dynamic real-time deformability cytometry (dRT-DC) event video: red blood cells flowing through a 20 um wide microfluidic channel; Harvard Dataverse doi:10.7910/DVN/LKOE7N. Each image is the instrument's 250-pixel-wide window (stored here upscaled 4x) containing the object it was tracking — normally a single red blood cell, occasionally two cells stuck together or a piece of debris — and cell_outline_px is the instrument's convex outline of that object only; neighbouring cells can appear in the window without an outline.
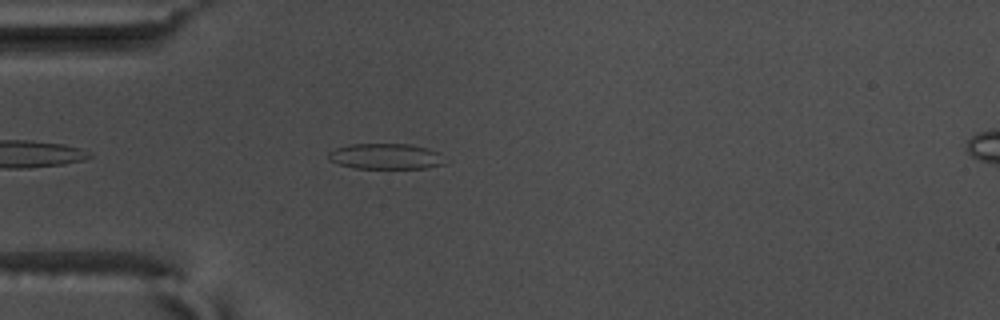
{"species": "common noctule bat (a hibernating species)", "species_latin": "Nyctalus noctula", "temperature_condition": "warm", "stored_images_in_passage": 44, "camera_frame_rate_fps": 3000, "um_per_image_px": 0.085, "animal": {"sex": "male", "body_mass_g": 17.5, "forearm_length_mm": 52.3}, "frame": {"image": 1, "passage_image": 4, "time_ms": 1.0, "image_size_px": [1000, 320], "cell_outline_px": [[444, 164], [428, 168], [356, 168], [340, 164], [328, 160], [328, 152], [336, 148], [348, 144], [412, 144], [428, 148], [440, 152]], "centroid_in_image_um": [32.79, 13.28], "position_along_channel_um": 52.2, "area_um2": 17.46}}
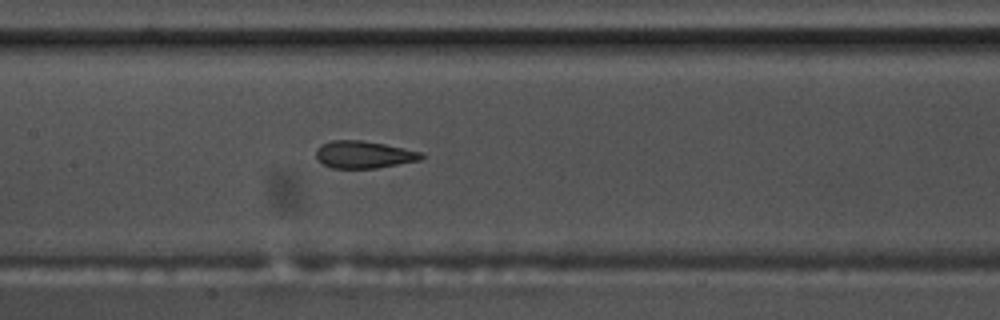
{"frame": {"image": 2, "passage_image": 15, "time_ms": 4.667, "image_size_px": [1000, 320], "cell_outline_px": [[424, 156], [420, 160], [376, 168], [332, 168], [324, 164], [316, 156], [316, 148], [320, 144], [332, 140], [360, 140], [384, 144], [420, 152]], "centroid_in_image_um": [30.88, 13.13], "position_along_channel_um": 176.5, "area_um2": 16.53}}
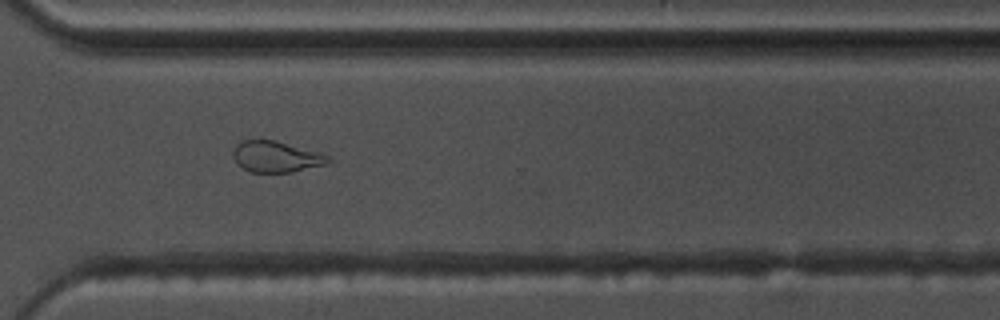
{"frame": {"image": 3, "passage_image": 29, "time_ms": 9.333, "image_size_px": [1000, 320], "cell_outline_px": [[332, 160], [328, 164], [292, 172], [248, 172], [236, 164], [232, 156], [232, 148], [240, 140], [276, 140], [320, 152], [328, 156]], "centroid_in_image_um": [23.44, 13.32], "position_along_channel_um": 347.2, "area_um2": 17.63}, "authors_computed_cell_mechanics": {"area_um2": 17.8024, "velocity_mm_per_s": 3.6635, "shape_relaxation_time_tau1_ms": null, "shape_relaxation_time_tau2_ms": 1.4058, "deformation_change_tau1": null, "deformation_change_tau2": 0.0747}}